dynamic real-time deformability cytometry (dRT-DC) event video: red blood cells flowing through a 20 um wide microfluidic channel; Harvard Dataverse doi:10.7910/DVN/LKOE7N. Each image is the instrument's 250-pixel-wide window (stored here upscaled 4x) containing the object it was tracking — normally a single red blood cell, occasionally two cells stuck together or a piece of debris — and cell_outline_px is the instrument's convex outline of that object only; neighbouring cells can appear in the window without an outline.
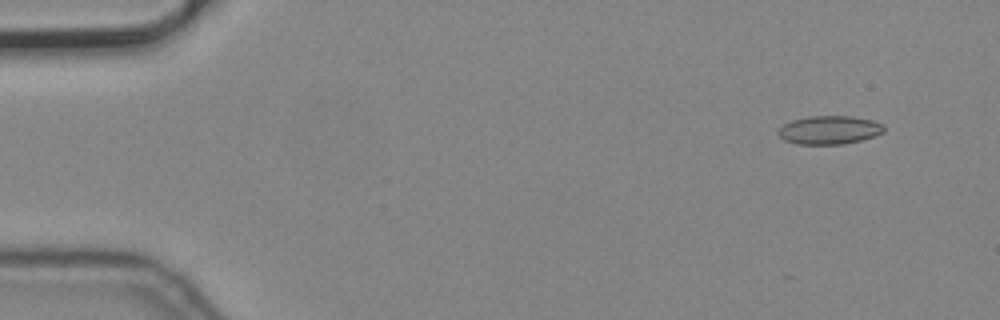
{"species": "common noctule bat (a hibernating species)", "species_latin": "Nyctalus noctula", "temperature_condition": "cold", "stored_images_in_passage": 4, "camera_frame_rate_fps": 3000, "um_per_image_px": 0.085, "animal": {"sex": "male", "body_mass_g": 19.2, "forearm_length_mm": 51.8}, "frame": {"image": 1, "passage_image": 4, "time_ms": 1.0, "image_size_px": [1000, 320], "cell_outline_px": [[884, 132], [876, 136], [844, 144], [796, 144], [784, 140], [776, 132], [784, 124], [792, 120], [808, 116], [852, 116], [872, 120], [884, 124]], "centroid_in_image_um": [70.51, 11.05], "position_along_channel_um": 14.5, "area_um2": 17.63}}